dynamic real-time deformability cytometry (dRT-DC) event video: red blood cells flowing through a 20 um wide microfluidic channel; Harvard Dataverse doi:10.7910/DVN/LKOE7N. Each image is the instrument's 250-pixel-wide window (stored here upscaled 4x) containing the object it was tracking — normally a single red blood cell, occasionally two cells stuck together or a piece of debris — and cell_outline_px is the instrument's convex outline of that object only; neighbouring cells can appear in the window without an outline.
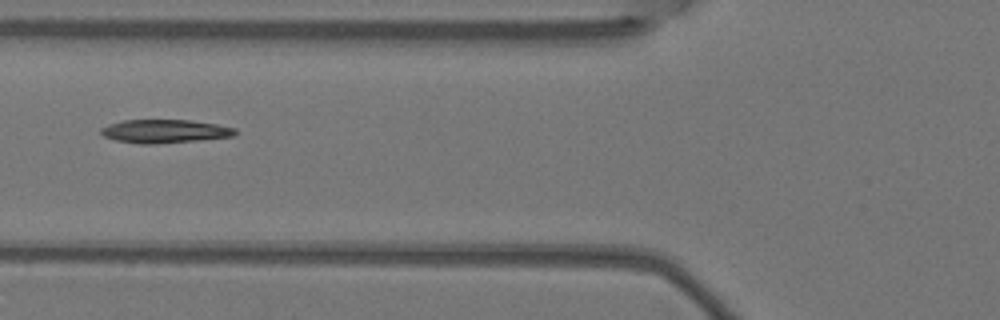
{"species": "Egyptian fruit bat (a non-hibernating species)", "species_latin": "Rousettus aegyptiacus", "temperature_condition": "warm", "stored_images_in_passage": 8, "camera_frame_rate_fps": 3000, "um_per_image_px": 0.085, "animal": {"sex": "female"}, "frame": {"image": 1, "passage_image": 6, "time_ms": 1.667, "image_size_px": [1000, 320], "cell_outline_px": [[236, 136], [156, 144], [140, 144], [116, 140], [104, 136], [100, 132], [100, 128], [108, 124], [124, 120], [192, 120], [216, 124], [236, 128]], "centroid_in_image_um": [14.0, 11.15], "position_along_channel_um": 111.8, "area_um2": 18.32}}
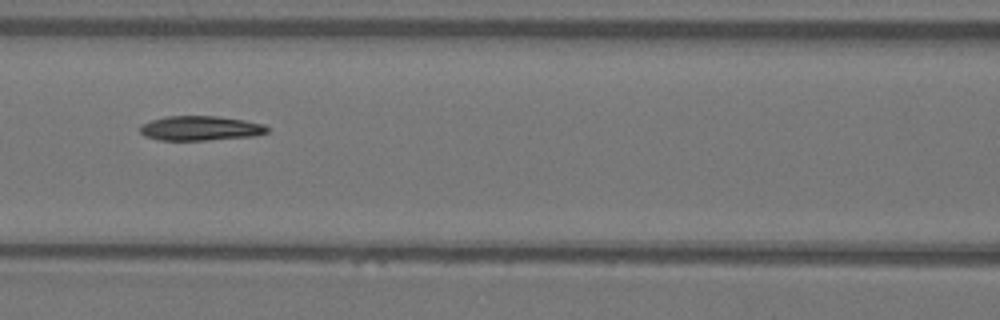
{"frame": {"image": 2, "passage_image": 7, "time_ms": 2.0, "image_size_px": [1000, 320], "cell_outline_px": [[268, 132], [252, 136], [204, 140], [160, 140], [144, 136], [140, 132], [140, 124], [164, 116], [216, 116], [244, 120], [264, 124], [268, 128]], "centroid_in_image_um": [16.99, 10.89], "position_along_channel_um": 149.6, "area_um2": 18.15}}
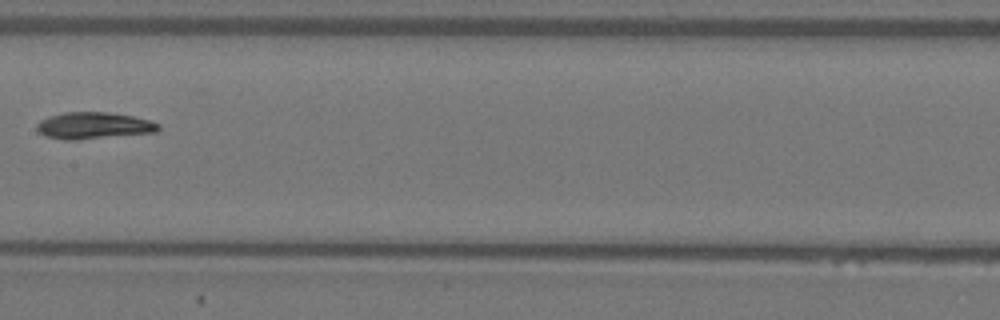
{"frame": {"image": 3, "passage_image": 8, "time_ms": 2.333, "image_size_px": [1000, 320], "cell_outline_px": [[160, 128], [156, 132], [72, 140], [64, 140], [44, 136], [36, 128], [36, 124], [40, 120], [48, 116], [64, 112], [108, 112], [132, 116], [148, 120], [160, 124]], "centroid_in_image_um": [7.92, 10.67], "position_along_channel_um": 199.5, "area_um2": 18.84}}